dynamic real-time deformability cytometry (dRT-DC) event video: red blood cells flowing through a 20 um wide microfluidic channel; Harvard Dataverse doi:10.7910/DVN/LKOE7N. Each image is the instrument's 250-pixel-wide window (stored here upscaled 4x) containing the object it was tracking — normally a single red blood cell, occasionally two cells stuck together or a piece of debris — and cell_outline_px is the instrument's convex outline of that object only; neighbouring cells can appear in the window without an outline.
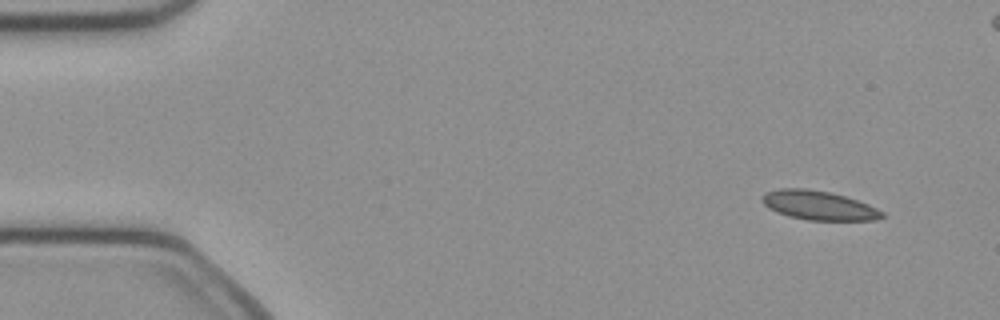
{"species": "common noctule bat (a hibernating species)", "species_latin": "Nyctalus noctula", "temperature_condition": "cold", "stored_images_in_passage": 48, "camera_frame_rate_fps": 3000, "um_per_image_px": 0.085, "animal": {"sex": "female", "body_mass_g": 21.9}, "frame": {"image": 1, "passage_image": 1, "time_ms": 0.0, "image_size_px": [1000, 320], "cell_outline_px": [[884, 216], [876, 220], [808, 220], [788, 216], [776, 212], [768, 208], [760, 200], [764, 192], [780, 188], [808, 188], [828, 192], [844, 196], [868, 204], [884, 212]], "centroid_in_image_um": [69.54, 17.45], "position_along_channel_um": 15.5, "area_um2": 20.4}}
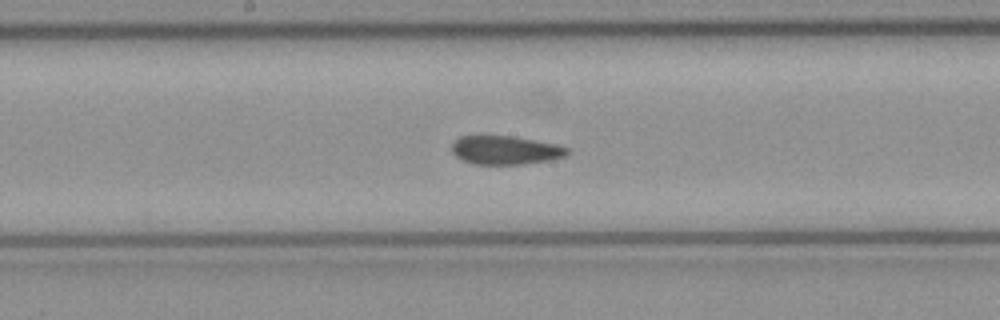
{"frame": {"image": 2, "passage_image": 23, "time_ms": 7.333, "image_size_px": [1000, 320], "cell_outline_px": [[568, 152], [564, 156], [552, 160], [524, 164], [472, 164], [460, 160], [452, 152], [452, 144], [460, 136], [512, 136], [556, 144], [568, 148]], "centroid_in_image_um": [42.93, 12.77], "position_along_channel_um": 205.3, "area_um2": 19.25}}
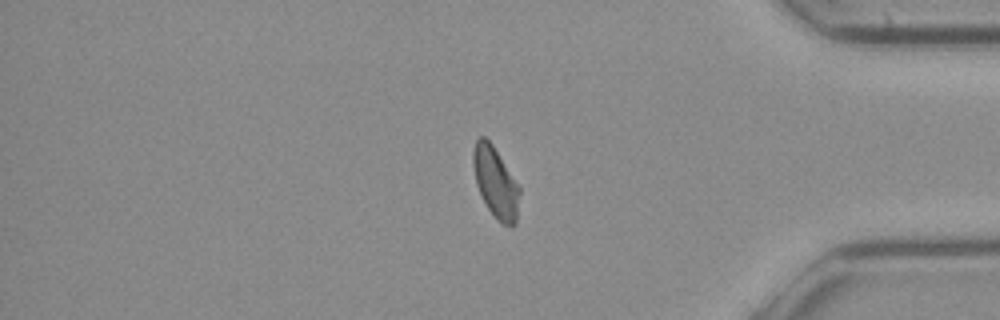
{"frame": {"image": 3, "passage_image": 39, "time_ms": 12.667, "image_size_px": [1000, 320], "cell_outline_px": [[520, 192], [516, 224], [512, 228], [496, 220], [488, 208], [476, 184], [472, 164], [472, 152], [476, 140], [480, 136], [484, 136], [492, 144], [520, 188]], "centroid_in_image_um": [42.12, 15.53], "position_along_channel_um": 393.1, "area_um2": 19.02}, "authors_computed_cell_mechanics": {"area_um2": 19.8832, "velocity_mm_per_s": 4.0489, "shape_relaxation_time_tau1_ms": null, "shape_relaxation_time_tau2_ms": 2.0201, "deformation_change_tau1": null, "deformation_change_tau2": 0.0648}}